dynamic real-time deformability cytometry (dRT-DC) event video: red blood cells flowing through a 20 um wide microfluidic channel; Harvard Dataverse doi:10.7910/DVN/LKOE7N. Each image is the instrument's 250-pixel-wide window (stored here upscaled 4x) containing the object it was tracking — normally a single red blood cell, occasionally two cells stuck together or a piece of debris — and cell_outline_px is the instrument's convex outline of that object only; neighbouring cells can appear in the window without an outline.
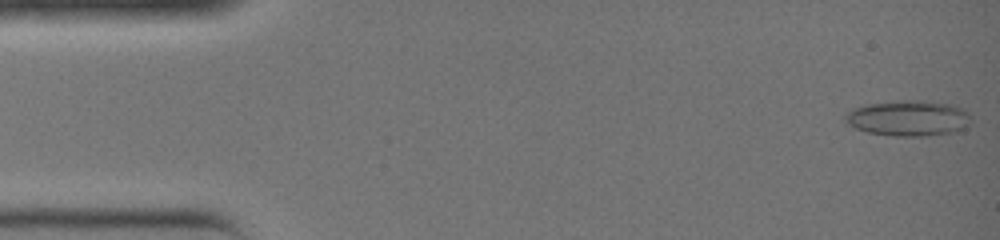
{"species": "common noctule bat (a hibernating species)", "species_latin": "Nyctalus noctula", "temperature_condition": "warm", "stored_images_in_passage": 36, "camera_frame_rate_fps": 3000, "um_per_image_px": 0.085, "animal": {"sex": "female", "body_mass_g": 19.0, "forearm_length_mm": 51.5}, "frame": {"image": 1, "passage_image": 1, "time_ms": 0.0, "image_size_px": [1000, 240], "cell_outline_px": [[968, 116], [964, 128], [948, 132], [928, 136], [892, 136], [868, 132], [856, 128], [848, 124], [844, 120], [844, 116], [852, 108], [868, 104], [900, 100], [924, 100], [952, 104], [968, 112]], "centroid_in_image_um": [77.14, 10.03], "position_along_channel_um": 7.9, "area_um2": 25.84}}
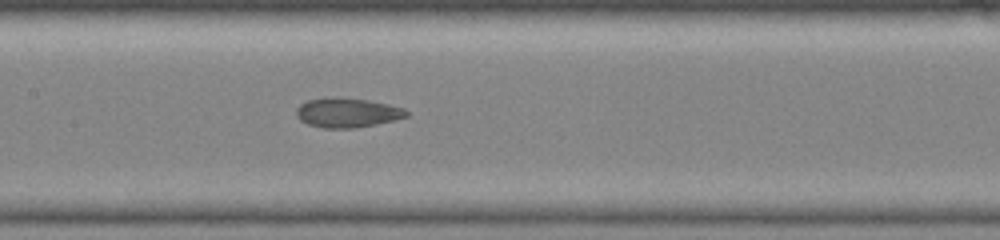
{"frame": {"image": 2, "passage_image": 18, "time_ms": 5.667, "image_size_px": [1000, 240], "cell_outline_px": [[408, 116], [376, 124], [356, 128], [324, 128], [308, 124], [300, 120], [296, 116], [296, 108], [300, 104], [308, 100], [332, 96], [336, 96], [368, 100], [388, 104], [404, 108], [408, 112]], "centroid_in_image_um": [29.49, 9.57], "position_along_channel_um": 177.9, "area_um2": 19.02}}
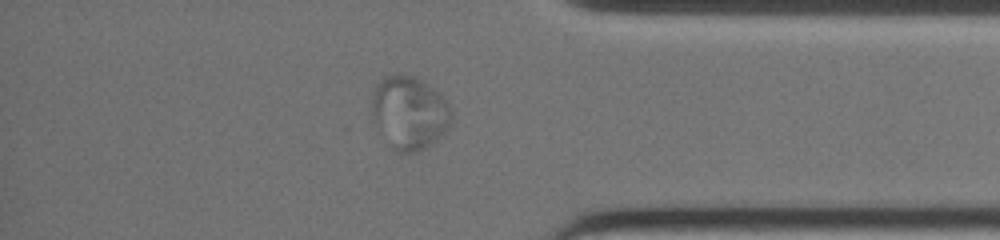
{"frame": {"image": 3, "passage_image": 31, "time_ms": 10.0, "image_size_px": [1000, 240], "cell_outline_px": [[452, 120], [448, 128], [436, 140], [424, 148], [416, 152], [396, 152], [392, 148], [380, 132], [372, 112], [372, 92], [380, 80], [384, 76], [396, 72], [412, 76], [436, 88], [452, 108]], "centroid_in_image_um": [34.81, 9.55], "position_along_channel_um": 400.4, "area_um2": 34.1}}